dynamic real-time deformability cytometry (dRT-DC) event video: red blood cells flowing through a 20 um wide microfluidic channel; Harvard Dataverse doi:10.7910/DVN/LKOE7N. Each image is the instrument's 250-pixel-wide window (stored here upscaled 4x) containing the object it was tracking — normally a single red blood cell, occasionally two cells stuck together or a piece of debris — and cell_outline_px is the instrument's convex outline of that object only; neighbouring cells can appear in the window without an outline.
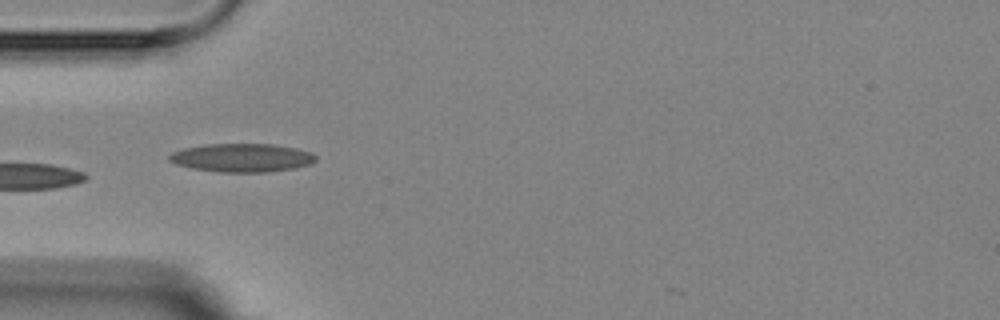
{"species": "Egyptian fruit bat (a non-hibernating species)", "species_latin": "Rousettus aegyptiacus", "temperature_condition": "room temperature", "stored_images_in_passage": 5, "camera_frame_rate_fps": 3000, "um_per_image_px": 0.085, "animal": {"sex": "female"}, "frame": {"image": 1, "passage_image": 5, "time_ms": 5.333, "image_size_px": [1000, 320], "cell_outline_px": [[316, 160], [312, 164], [296, 168], [268, 172], [220, 172], [192, 168], [176, 164], [168, 160], [168, 156], [172, 152], [184, 148], [204, 144], [272, 144], [296, 148], [312, 152], [316, 156]], "centroid_in_image_um": [20.58, 13.41], "position_along_channel_um": 64.4, "area_um2": 24.45}}